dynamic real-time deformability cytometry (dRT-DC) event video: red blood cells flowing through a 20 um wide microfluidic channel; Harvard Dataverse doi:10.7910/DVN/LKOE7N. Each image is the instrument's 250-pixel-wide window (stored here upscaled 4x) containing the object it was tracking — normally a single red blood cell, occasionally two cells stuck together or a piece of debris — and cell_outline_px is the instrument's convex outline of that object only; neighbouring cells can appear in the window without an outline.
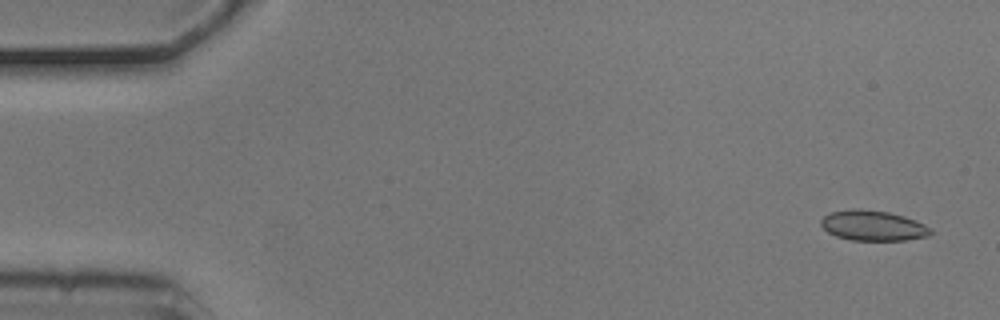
{"species": "common noctule bat (a hibernating species)", "species_latin": "Nyctalus noctula", "temperature_condition": "cold", "stored_images_in_passage": 6, "camera_frame_rate_fps": 3000, "um_per_image_px": 0.085, "animal": {"sex": "male", "body_mass_g": 20.5, "forearm_length_mm": 52.5}, "frame": {"image": 1, "passage_image": 1, "time_ms": 0.0, "image_size_px": [1000, 320], "cell_outline_px": [[932, 232], [928, 236], [908, 240], [852, 240], [836, 236], [828, 232], [820, 224], [820, 220], [828, 212], [852, 208], [860, 208], [888, 212], [904, 216], [916, 220], [932, 228]], "centroid_in_image_um": [74.2, 19.16], "position_along_channel_um": 10.8, "area_um2": 19.54}}
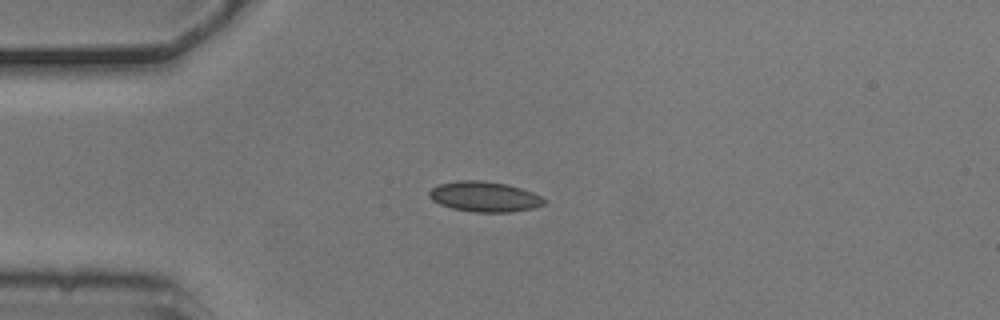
{"frame": {"image": 2, "passage_image": 4, "time_ms": 1.0, "image_size_px": [1000, 320], "cell_outline_px": [[548, 200], [544, 204], [536, 208], [512, 212], [472, 212], [452, 208], [440, 204], [432, 200], [428, 196], [428, 192], [436, 184], [456, 180], [480, 180], [508, 184], [532, 192]], "centroid_in_image_um": [41.17, 16.71], "position_along_channel_um": 43.8, "area_um2": 20.58}}
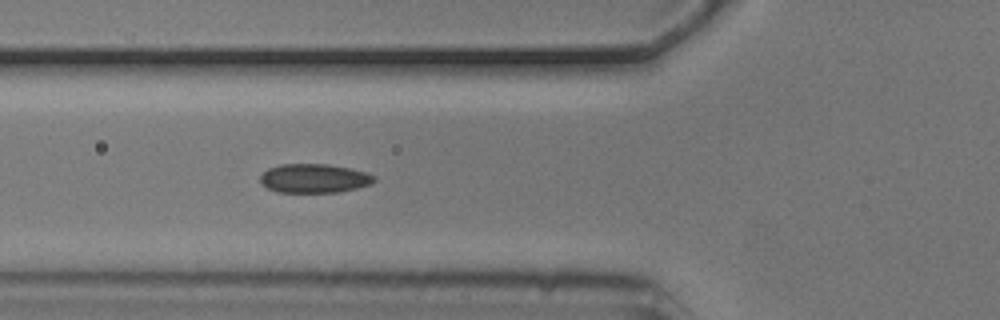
{"frame": {"image": 3, "passage_image": 6, "time_ms": 1.667, "image_size_px": [1000, 320], "cell_outline_px": [[376, 180], [372, 184], [356, 188], [336, 192], [276, 192], [268, 188], [260, 180], [260, 176], [268, 168], [280, 164], [328, 164], [368, 172], [376, 176]], "centroid_in_image_um": [26.73, 15.15], "position_along_channel_um": 99.1, "area_um2": 19.25}}